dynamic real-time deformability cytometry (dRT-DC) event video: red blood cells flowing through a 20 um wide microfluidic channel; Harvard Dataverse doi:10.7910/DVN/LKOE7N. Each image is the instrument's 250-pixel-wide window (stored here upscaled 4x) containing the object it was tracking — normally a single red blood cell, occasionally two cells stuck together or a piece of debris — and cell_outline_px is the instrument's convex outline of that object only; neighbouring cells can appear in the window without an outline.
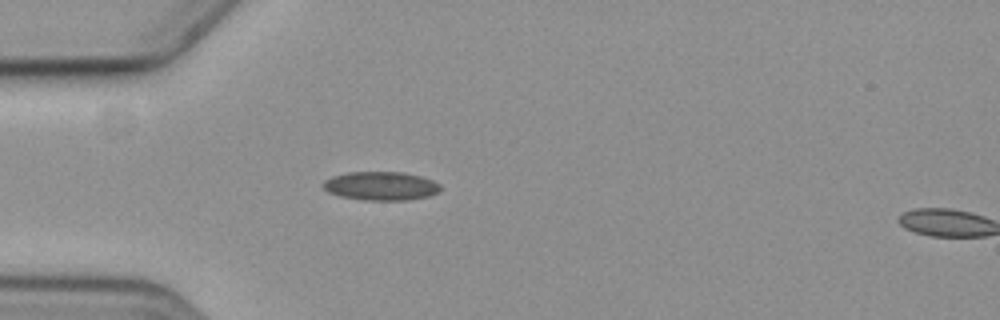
{"species": "common noctule bat (a hibernating species)", "species_latin": "Nyctalus noctula", "temperature_condition": "cold", "stored_images_in_passage": 2, "segment_of_instrument_passage": [1, 2], "camera_frame_rate_fps": 3000, "um_per_image_px": 0.085, "animal": {"sex": "female", "body_mass_g": 19.3, "forearm_length_mm": 54.1}, "frame": {"image": 1, "passage_image": 1, "time_ms": 0.0, "image_size_px": [1000, 320], "cell_outline_px": [[440, 192], [428, 196], [408, 200], [364, 200], [340, 196], [328, 192], [324, 188], [324, 180], [332, 176], [348, 172], [404, 172], [420, 176], [432, 180], [440, 184]], "centroid_in_image_um": [32.39, 15.8], "position_along_channel_um": 52.6, "area_um2": 19.59}}